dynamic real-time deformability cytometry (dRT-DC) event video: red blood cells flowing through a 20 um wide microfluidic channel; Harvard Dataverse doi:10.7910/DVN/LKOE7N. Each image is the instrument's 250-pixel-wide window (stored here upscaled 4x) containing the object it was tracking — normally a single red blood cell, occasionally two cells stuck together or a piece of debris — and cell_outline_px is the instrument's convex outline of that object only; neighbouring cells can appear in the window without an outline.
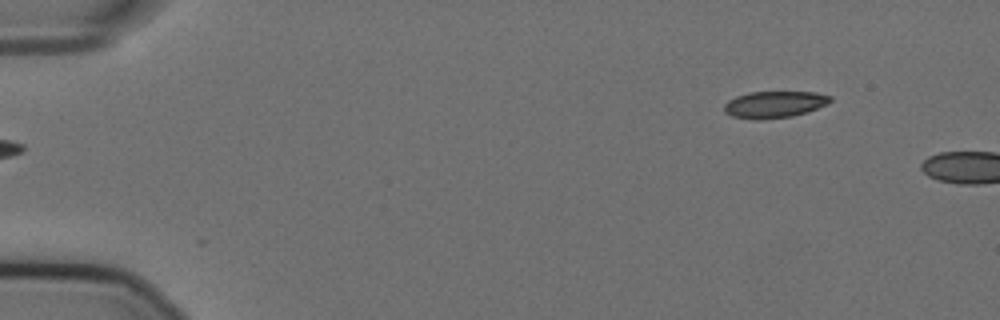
{"species": "Egyptian fruit bat (a non-hibernating species)", "species_latin": "Rousettus aegyptiacus", "temperature_condition": "cold", "stored_images_in_passage": 3, "camera_frame_rate_fps": 3000, "um_per_image_px": 0.085, "animal": {"sex": "female"}, "frame": {"image": 1, "passage_image": 1, "time_ms": 0.0, "image_size_px": [1000, 320], "cell_outline_px": [[832, 100], [808, 112], [792, 116], [760, 120], [752, 120], [732, 116], [724, 112], [724, 104], [728, 100], [736, 96], [748, 92], [816, 92], [832, 96]], "centroid_in_image_um": [65.78, 8.88], "position_along_channel_um": 19.2, "area_um2": 16.59}}